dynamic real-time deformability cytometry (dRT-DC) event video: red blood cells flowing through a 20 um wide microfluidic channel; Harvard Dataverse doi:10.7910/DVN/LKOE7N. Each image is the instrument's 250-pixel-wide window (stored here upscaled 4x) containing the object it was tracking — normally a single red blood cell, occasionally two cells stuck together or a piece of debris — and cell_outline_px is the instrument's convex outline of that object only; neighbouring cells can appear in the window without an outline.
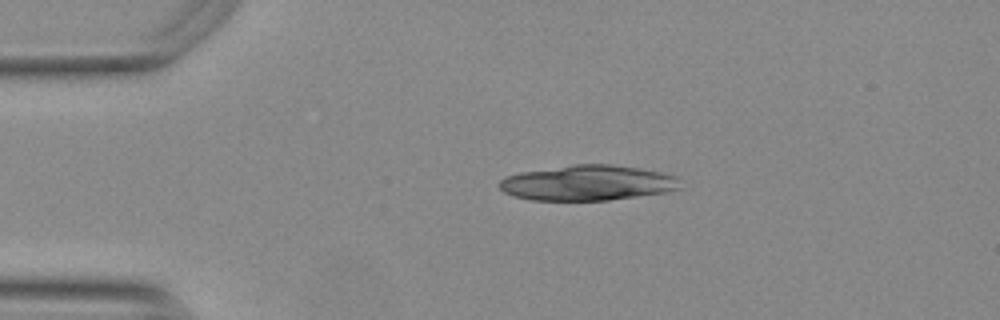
{"species": "Egyptian fruit bat (a non-hibernating species)", "species_latin": "Rousettus aegyptiacus", "temperature_condition": "warm", "stored_images_in_passage": 22, "camera_frame_rate_fps": 3000, "um_per_image_px": 0.085, "animal": {"sex": "female"}, "frame": {"image": 1, "passage_image": 10, "time_ms": 3.0, "image_size_px": [1000, 320], "cell_outline_px": [[680, 188], [668, 192], [608, 200], [532, 200], [512, 196], [504, 192], [500, 188], [500, 180], [508, 176], [520, 172], [572, 164], [608, 164], [636, 168], [660, 172], [676, 176]], "centroid_in_image_um": [49.93, 15.55], "position_along_channel_um": 35.1, "area_um2": 36.99}}